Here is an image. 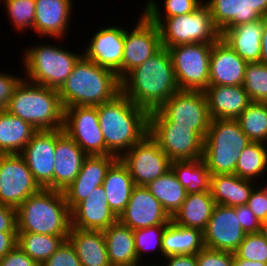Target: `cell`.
Returning <instances> with one entry per match:
<instances>
[{
  "instance_id": "obj_1",
  "label": "cell",
  "mask_w": 267,
  "mask_h": 266,
  "mask_svg": "<svg viewBox=\"0 0 267 266\" xmlns=\"http://www.w3.org/2000/svg\"><path fill=\"white\" fill-rule=\"evenodd\" d=\"M177 91L172 60L165 47L121 79V93L148 113L158 110Z\"/></svg>"
},
{
  "instance_id": "obj_2",
  "label": "cell",
  "mask_w": 267,
  "mask_h": 266,
  "mask_svg": "<svg viewBox=\"0 0 267 266\" xmlns=\"http://www.w3.org/2000/svg\"><path fill=\"white\" fill-rule=\"evenodd\" d=\"M107 155L118 159L149 132V113L123 93L97 106Z\"/></svg>"
},
{
  "instance_id": "obj_3",
  "label": "cell",
  "mask_w": 267,
  "mask_h": 266,
  "mask_svg": "<svg viewBox=\"0 0 267 266\" xmlns=\"http://www.w3.org/2000/svg\"><path fill=\"white\" fill-rule=\"evenodd\" d=\"M58 91L64 108L98 106L121 93V80L114 71L82 55Z\"/></svg>"
},
{
  "instance_id": "obj_4",
  "label": "cell",
  "mask_w": 267,
  "mask_h": 266,
  "mask_svg": "<svg viewBox=\"0 0 267 266\" xmlns=\"http://www.w3.org/2000/svg\"><path fill=\"white\" fill-rule=\"evenodd\" d=\"M17 232L68 236L71 210L62 191L41 188L17 209Z\"/></svg>"
},
{
  "instance_id": "obj_5",
  "label": "cell",
  "mask_w": 267,
  "mask_h": 266,
  "mask_svg": "<svg viewBox=\"0 0 267 266\" xmlns=\"http://www.w3.org/2000/svg\"><path fill=\"white\" fill-rule=\"evenodd\" d=\"M5 110L30 123L37 131L64 126V107L59 91L25 78L16 86Z\"/></svg>"
},
{
  "instance_id": "obj_6",
  "label": "cell",
  "mask_w": 267,
  "mask_h": 266,
  "mask_svg": "<svg viewBox=\"0 0 267 266\" xmlns=\"http://www.w3.org/2000/svg\"><path fill=\"white\" fill-rule=\"evenodd\" d=\"M250 143L236 119H212L202 157L210 174H234L241 152Z\"/></svg>"
},
{
  "instance_id": "obj_7",
  "label": "cell",
  "mask_w": 267,
  "mask_h": 266,
  "mask_svg": "<svg viewBox=\"0 0 267 266\" xmlns=\"http://www.w3.org/2000/svg\"><path fill=\"white\" fill-rule=\"evenodd\" d=\"M82 55L53 44L28 47L22 60L24 77L29 82L59 90Z\"/></svg>"
},
{
  "instance_id": "obj_8",
  "label": "cell",
  "mask_w": 267,
  "mask_h": 266,
  "mask_svg": "<svg viewBox=\"0 0 267 266\" xmlns=\"http://www.w3.org/2000/svg\"><path fill=\"white\" fill-rule=\"evenodd\" d=\"M158 28L166 49L180 44L214 43L221 37L205 2L189 14L165 18Z\"/></svg>"
},
{
  "instance_id": "obj_9",
  "label": "cell",
  "mask_w": 267,
  "mask_h": 266,
  "mask_svg": "<svg viewBox=\"0 0 267 266\" xmlns=\"http://www.w3.org/2000/svg\"><path fill=\"white\" fill-rule=\"evenodd\" d=\"M171 161L203 157L204 138L192 127L174 126L159 110L149 113V132Z\"/></svg>"
},
{
  "instance_id": "obj_10",
  "label": "cell",
  "mask_w": 267,
  "mask_h": 266,
  "mask_svg": "<svg viewBox=\"0 0 267 266\" xmlns=\"http://www.w3.org/2000/svg\"><path fill=\"white\" fill-rule=\"evenodd\" d=\"M212 45L192 43L167 48L179 90L204 91L209 86Z\"/></svg>"
},
{
  "instance_id": "obj_11",
  "label": "cell",
  "mask_w": 267,
  "mask_h": 266,
  "mask_svg": "<svg viewBox=\"0 0 267 266\" xmlns=\"http://www.w3.org/2000/svg\"><path fill=\"white\" fill-rule=\"evenodd\" d=\"M119 159L127 167L136 186H146L171 169L170 158L149 133Z\"/></svg>"
},
{
  "instance_id": "obj_12",
  "label": "cell",
  "mask_w": 267,
  "mask_h": 266,
  "mask_svg": "<svg viewBox=\"0 0 267 266\" xmlns=\"http://www.w3.org/2000/svg\"><path fill=\"white\" fill-rule=\"evenodd\" d=\"M158 110L174 126L192 127L203 138L212 120L204 91L179 90Z\"/></svg>"
},
{
  "instance_id": "obj_13",
  "label": "cell",
  "mask_w": 267,
  "mask_h": 266,
  "mask_svg": "<svg viewBox=\"0 0 267 266\" xmlns=\"http://www.w3.org/2000/svg\"><path fill=\"white\" fill-rule=\"evenodd\" d=\"M40 189L21 154H0V204L17 209Z\"/></svg>"
},
{
  "instance_id": "obj_14",
  "label": "cell",
  "mask_w": 267,
  "mask_h": 266,
  "mask_svg": "<svg viewBox=\"0 0 267 266\" xmlns=\"http://www.w3.org/2000/svg\"><path fill=\"white\" fill-rule=\"evenodd\" d=\"M64 132L88 155H107L100 129L97 106L64 108Z\"/></svg>"
},
{
  "instance_id": "obj_15",
  "label": "cell",
  "mask_w": 267,
  "mask_h": 266,
  "mask_svg": "<svg viewBox=\"0 0 267 266\" xmlns=\"http://www.w3.org/2000/svg\"><path fill=\"white\" fill-rule=\"evenodd\" d=\"M137 21L130 32L125 30L122 78L162 48L158 25L154 24L143 12Z\"/></svg>"
},
{
  "instance_id": "obj_16",
  "label": "cell",
  "mask_w": 267,
  "mask_h": 266,
  "mask_svg": "<svg viewBox=\"0 0 267 266\" xmlns=\"http://www.w3.org/2000/svg\"><path fill=\"white\" fill-rule=\"evenodd\" d=\"M56 130L37 131L20 153L41 188L54 190Z\"/></svg>"
},
{
  "instance_id": "obj_17",
  "label": "cell",
  "mask_w": 267,
  "mask_h": 266,
  "mask_svg": "<svg viewBox=\"0 0 267 266\" xmlns=\"http://www.w3.org/2000/svg\"><path fill=\"white\" fill-rule=\"evenodd\" d=\"M203 235L205 247L234 253L246 235L236 207L216 204Z\"/></svg>"
},
{
  "instance_id": "obj_18",
  "label": "cell",
  "mask_w": 267,
  "mask_h": 266,
  "mask_svg": "<svg viewBox=\"0 0 267 266\" xmlns=\"http://www.w3.org/2000/svg\"><path fill=\"white\" fill-rule=\"evenodd\" d=\"M118 221L132 230L167 225L171 217L145 186L133 188L130 199Z\"/></svg>"
},
{
  "instance_id": "obj_19",
  "label": "cell",
  "mask_w": 267,
  "mask_h": 266,
  "mask_svg": "<svg viewBox=\"0 0 267 266\" xmlns=\"http://www.w3.org/2000/svg\"><path fill=\"white\" fill-rule=\"evenodd\" d=\"M125 27L107 26L93 34L82 54L99 66L114 71L122 79Z\"/></svg>"
},
{
  "instance_id": "obj_20",
  "label": "cell",
  "mask_w": 267,
  "mask_h": 266,
  "mask_svg": "<svg viewBox=\"0 0 267 266\" xmlns=\"http://www.w3.org/2000/svg\"><path fill=\"white\" fill-rule=\"evenodd\" d=\"M117 221L102 185L71 210V227L81 230L104 231Z\"/></svg>"
},
{
  "instance_id": "obj_21",
  "label": "cell",
  "mask_w": 267,
  "mask_h": 266,
  "mask_svg": "<svg viewBox=\"0 0 267 266\" xmlns=\"http://www.w3.org/2000/svg\"><path fill=\"white\" fill-rule=\"evenodd\" d=\"M117 159L114 155H94L84 159L76 179L63 191L70 210L103 184L107 170Z\"/></svg>"
},
{
  "instance_id": "obj_22",
  "label": "cell",
  "mask_w": 267,
  "mask_h": 266,
  "mask_svg": "<svg viewBox=\"0 0 267 266\" xmlns=\"http://www.w3.org/2000/svg\"><path fill=\"white\" fill-rule=\"evenodd\" d=\"M247 62L221 37L212 45L209 86L243 85Z\"/></svg>"
},
{
  "instance_id": "obj_23",
  "label": "cell",
  "mask_w": 267,
  "mask_h": 266,
  "mask_svg": "<svg viewBox=\"0 0 267 266\" xmlns=\"http://www.w3.org/2000/svg\"><path fill=\"white\" fill-rule=\"evenodd\" d=\"M87 156L63 128L57 129L54 190L63 192L67 189L76 179Z\"/></svg>"
},
{
  "instance_id": "obj_24",
  "label": "cell",
  "mask_w": 267,
  "mask_h": 266,
  "mask_svg": "<svg viewBox=\"0 0 267 266\" xmlns=\"http://www.w3.org/2000/svg\"><path fill=\"white\" fill-rule=\"evenodd\" d=\"M36 12L33 30L41 39L46 36L55 40L64 38L69 31L73 0H35ZM66 33V34H65Z\"/></svg>"
},
{
  "instance_id": "obj_25",
  "label": "cell",
  "mask_w": 267,
  "mask_h": 266,
  "mask_svg": "<svg viewBox=\"0 0 267 266\" xmlns=\"http://www.w3.org/2000/svg\"><path fill=\"white\" fill-rule=\"evenodd\" d=\"M204 93L211 119H237L251 103L242 85L208 86Z\"/></svg>"
},
{
  "instance_id": "obj_26",
  "label": "cell",
  "mask_w": 267,
  "mask_h": 266,
  "mask_svg": "<svg viewBox=\"0 0 267 266\" xmlns=\"http://www.w3.org/2000/svg\"><path fill=\"white\" fill-rule=\"evenodd\" d=\"M264 18L227 29L221 38L246 62H259Z\"/></svg>"
},
{
  "instance_id": "obj_27",
  "label": "cell",
  "mask_w": 267,
  "mask_h": 266,
  "mask_svg": "<svg viewBox=\"0 0 267 266\" xmlns=\"http://www.w3.org/2000/svg\"><path fill=\"white\" fill-rule=\"evenodd\" d=\"M253 182L235 174L211 175V196L217 205L227 207L246 205L251 192L257 186V183Z\"/></svg>"
},
{
  "instance_id": "obj_28",
  "label": "cell",
  "mask_w": 267,
  "mask_h": 266,
  "mask_svg": "<svg viewBox=\"0 0 267 266\" xmlns=\"http://www.w3.org/2000/svg\"><path fill=\"white\" fill-rule=\"evenodd\" d=\"M205 3L221 35L231 27L263 18L248 0H207Z\"/></svg>"
},
{
  "instance_id": "obj_29",
  "label": "cell",
  "mask_w": 267,
  "mask_h": 266,
  "mask_svg": "<svg viewBox=\"0 0 267 266\" xmlns=\"http://www.w3.org/2000/svg\"><path fill=\"white\" fill-rule=\"evenodd\" d=\"M68 240L74 246L81 266H111L103 231L71 227Z\"/></svg>"
},
{
  "instance_id": "obj_30",
  "label": "cell",
  "mask_w": 267,
  "mask_h": 266,
  "mask_svg": "<svg viewBox=\"0 0 267 266\" xmlns=\"http://www.w3.org/2000/svg\"><path fill=\"white\" fill-rule=\"evenodd\" d=\"M111 266H139L133 230L119 221L103 231Z\"/></svg>"
},
{
  "instance_id": "obj_31",
  "label": "cell",
  "mask_w": 267,
  "mask_h": 266,
  "mask_svg": "<svg viewBox=\"0 0 267 266\" xmlns=\"http://www.w3.org/2000/svg\"><path fill=\"white\" fill-rule=\"evenodd\" d=\"M110 209L119 217L132 194L135 183L127 167L117 159L107 170L102 184Z\"/></svg>"
},
{
  "instance_id": "obj_32",
  "label": "cell",
  "mask_w": 267,
  "mask_h": 266,
  "mask_svg": "<svg viewBox=\"0 0 267 266\" xmlns=\"http://www.w3.org/2000/svg\"><path fill=\"white\" fill-rule=\"evenodd\" d=\"M215 205L210 191L189 193L171 220L180 226L204 231Z\"/></svg>"
},
{
  "instance_id": "obj_33",
  "label": "cell",
  "mask_w": 267,
  "mask_h": 266,
  "mask_svg": "<svg viewBox=\"0 0 267 266\" xmlns=\"http://www.w3.org/2000/svg\"><path fill=\"white\" fill-rule=\"evenodd\" d=\"M203 231L197 228H186L172 220L162 237L163 257L170 255L197 254L204 249Z\"/></svg>"
},
{
  "instance_id": "obj_34",
  "label": "cell",
  "mask_w": 267,
  "mask_h": 266,
  "mask_svg": "<svg viewBox=\"0 0 267 266\" xmlns=\"http://www.w3.org/2000/svg\"><path fill=\"white\" fill-rule=\"evenodd\" d=\"M36 132L30 123L0 110V154H20Z\"/></svg>"
},
{
  "instance_id": "obj_35",
  "label": "cell",
  "mask_w": 267,
  "mask_h": 266,
  "mask_svg": "<svg viewBox=\"0 0 267 266\" xmlns=\"http://www.w3.org/2000/svg\"><path fill=\"white\" fill-rule=\"evenodd\" d=\"M145 187L161 203L171 218L180 209L187 195L172 169Z\"/></svg>"
},
{
  "instance_id": "obj_36",
  "label": "cell",
  "mask_w": 267,
  "mask_h": 266,
  "mask_svg": "<svg viewBox=\"0 0 267 266\" xmlns=\"http://www.w3.org/2000/svg\"><path fill=\"white\" fill-rule=\"evenodd\" d=\"M171 169L187 194L210 191L211 174L202 158L171 161Z\"/></svg>"
},
{
  "instance_id": "obj_37",
  "label": "cell",
  "mask_w": 267,
  "mask_h": 266,
  "mask_svg": "<svg viewBox=\"0 0 267 266\" xmlns=\"http://www.w3.org/2000/svg\"><path fill=\"white\" fill-rule=\"evenodd\" d=\"M68 236H54L31 232H17V245L36 263H44Z\"/></svg>"
},
{
  "instance_id": "obj_38",
  "label": "cell",
  "mask_w": 267,
  "mask_h": 266,
  "mask_svg": "<svg viewBox=\"0 0 267 266\" xmlns=\"http://www.w3.org/2000/svg\"><path fill=\"white\" fill-rule=\"evenodd\" d=\"M267 144L261 142H251L239 156L235 175L253 180L261 177L267 171Z\"/></svg>"
},
{
  "instance_id": "obj_39",
  "label": "cell",
  "mask_w": 267,
  "mask_h": 266,
  "mask_svg": "<svg viewBox=\"0 0 267 266\" xmlns=\"http://www.w3.org/2000/svg\"><path fill=\"white\" fill-rule=\"evenodd\" d=\"M236 120L251 142L267 144L266 102H251Z\"/></svg>"
},
{
  "instance_id": "obj_40",
  "label": "cell",
  "mask_w": 267,
  "mask_h": 266,
  "mask_svg": "<svg viewBox=\"0 0 267 266\" xmlns=\"http://www.w3.org/2000/svg\"><path fill=\"white\" fill-rule=\"evenodd\" d=\"M147 2L142 12L156 25H159L167 17L189 14L203 3L202 0H165L163 3L164 13H161L158 1L148 0Z\"/></svg>"
},
{
  "instance_id": "obj_41",
  "label": "cell",
  "mask_w": 267,
  "mask_h": 266,
  "mask_svg": "<svg viewBox=\"0 0 267 266\" xmlns=\"http://www.w3.org/2000/svg\"><path fill=\"white\" fill-rule=\"evenodd\" d=\"M242 86L251 102L267 103V65L247 62Z\"/></svg>"
},
{
  "instance_id": "obj_42",
  "label": "cell",
  "mask_w": 267,
  "mask_h": 266,
  "mask_svg": "<svg viewBox=\"0 0 267 266\" xmlns=\"http://www.w3.org/2000/svg\"><path fill=\"white\" fill-rule=\"evenodd\" d=\"M10 17V22L16 30L25 32L27 29L33 30L35 20L36 2L35 0H2ZM1 2V0H0ZM25 30V31H24Z\"/></svg>"
},
{
  "instance_id": "obj_43",
  "label": "cell",
  "mask_w": 267,
  "mask_h": 266,
  "mask_svg": "<svg viewBox=\"0 0 267 266\" xmlns=\"http://www.w3.org/2000/svg\"><path fill=\"white\" fill-rule=\"evenodd\" d=\"M167 225H155L148 228H140L133 230L135 238V252L137 254V259L141 263L143 254L149 252V250H155L163 256L162 251V237Z\"/></svg>"
},
{
  "instance_id": "obj_44",
  "label": "cell",
  "mask_w": 267,
  "mask_h": 266,
  "mask_svg": "<svg viewBox=\"0 0 267 266\" xmlns=\"http://www.w3.org/2000/svg\"><path fill=\"white\" fill-rule=\"evenodd\" d=\"M237 259L267 263V241L260 232L246 233L244 240L234 252Z\"/></svg>"
},
{
  "instance_id": "obj_45",
  "label": "cell",
  "mask_w": 267,
  "mask_h": 266,
  "mask_svg": "<svg viewBox=\"0 0 267 266\" xmlns=\"http://www.w3.org/2000/svg\"><path fill=\"white\" fill-rule=\"evenodd\" d=\"M40 266H81L74 246L67 239Z\"/></svg>"
},
{
  "instance_id": "obj_46",
  "label": "cell",
  "mask_w": 267,
  "mask_h": 266,
  "mask_svg": "<svg viewBox=\"0 0 267 266\" xmlns=\"http://www.w3.org/2000/svg\"><path fill=\"white\" fill-rule=\"evenodd\" d=\"M197 266H232V253L205 247L196 254Z\"/></svg>"
},
{
  "instance_id": "obj_47",
  "label": "cell",
  "mask_w": 267,
  "mask_h": 266,
  "mask_svg": "<svg viewBox=\"0 0 267 266\" xmlns=\"http://www.w3.org/2000/svg\"><path fill=\"white\" fill-rule=\"evenodd\" d=\"M23 79L21 76H14L0 71V110H5L11 99L16 86Z\"/></svg>"
},
{
  "instance_id": "obj_48",
  "label": "cell",
  "mask_w": 267,
  "mask_h": 266,
  "mask_svg": "<svg viewBox=\"0 0 267 266\" xmlns=\"http://www.w3.org/2000/svg\"><path fill=\"white\" fill-rule=\"evenodd\" d=\"M0 266H40L18 245L0 258Z\"/></svg>"
},
{
  "instance_id": "obj_49",
  "label": "cell",
  "mask_w": 267,
  "mask_h": 266,
  "mask_svg": "<svg viewBox=\"0 0 267 266\" xmlns=\"http://www.w3.org/2000/svg\"><path fill=\"white\" fill-rule=\"evenodd\" d=\"M246 205L260 222L267 220V199L257 186L251 192Z\"/></svg>"
},
{
  "instance_id": "obj_50",
  "label": "cell",
  "mask_w": 267,
  "mask_h": 266,
  "mask_svg": "<svg viewBox=\"0 0 267 266\" xmlns=\"http://www.w3.org/2000/svg\"><path fill=\"white\" fill-rule=\"evenodd\" d=\"M236 214L245 233H258L261 229V222L247 205L237 206Z\"/></svg>"
},
{
  "instance_id": "obj_51",
  "label": "cell",
  "mask_w": 267,
  "mask_h": 266,
  "mask_svg": "<svg viewBox=\"0 0 267 266\" xmlns=\"http://www.w3.org/2000/svg\"><path fill=\"white\" fill-rule=\"evenodd\" d=\"M0 232H17L16 208L0 204Z\"/></svg>"
},
{
  "instance_id": "obj_52",
  "label": "cell",
  "mask_w": 267,
  "mask_h": 266,
  "mask_svg": "<svg viewBox=\"0 0 267 266\" xmlns=\"http://www.w3.org/2000/svg\"><path fill=\"white\" fill-rule=\"evenodd\" d=\"M167 262L163 266H197L196 254H180L164 257Z\"/></svg>"
},
{
  "instance_id": "obj_53",
  "label": "cell",
  "mask_w": 267,
  "mask_h": 266,
  "mask_svg": "<svg viewBox=\"0 0 267 266\" xmlns=\"http://www.w3.org/2000/svg\"><path fill=\"white\" fill-rule=\"evenodd\" d=\"M17 245V232H0V258Z\"/></svg>"
},
{
  "instance_id": "obj_54",
  "label": "cell",
  "mask_w": 267,
  "mask_h": 266,
  "mask_svg": "<svg viewBox=\"0 0 267 266\" xmlns=\"http://www.w3.org/2000/svg\"><path fill=\"white\" fill-rule=\"evenodd\" d=\"M261 58L260 63L267 65V17L264 18V28L261 39Z\"/></svg>"
},
{
  "instance_id": "obj_55",
  "label": "cell",
  "mask_w": 267,
  "mask_h": 266,
  "mask_svg": "<svg viewBox=\"0 0 267 266\" xmlns=\"http://www.w3.org/2000/svg\"><path fill=\"white\" fill-rule=\"evenodd\" d=\"M252 8L263 18L267 17V0H248Z\"/></svg>"
},
{
  "instance_id": "obj_56",
  "label": "cell",
  "mask_w": 267,
  "mask_h": 266,
  "mask_svg": "<svg viewBox=\"0 0 267 266\" xmlns=\"http://www.w3.org/2000/svg\"><path fill=\"white\" fill-rule=\"evenodd\" d=\"M232 266H267V263H262L260 261H250L245 259H237L232 253Z\"/></svg>"
},
{
  "instance_id": "obj_57",
  "label": "cell",
  "mask_w": 267,
  "mask_h": 266,
  "mask_svg": "<svg viewBox=\"0 0 267 266\" xmlns=\"http://www.w3.org/2000/svg\"><path fill=\"white\" fill-rule=\"evenodd\" d=\"M260 233L262 234V236H263V237L266 239V241H267V220L261 222Z\"/></svg>"
},
{
  "instance_id": "obj_58",
  "label": "cell",
  "mask_w": 267,
  "mask_h": 266,
  "mask_svg": "<svg viewBox=\"0 0 267 266\" xmlns=\"http://www.w3.org/2000/svg\"><path fill=\"white\" fill-rule=\"evenodd\" d=\"M257 187L264 193V196L267 199V184L261 187L260 186H257Z\"/></svg>"
},
{
  "instance_id": "obj_59",
  "label": "cell",
  "mask_w": 267,
  "mask_h": 266,
  "mask_svg": "<svg viewBox=\"0 0 267 266\" xmlns=\"http://www.w3.org/2000/svg\"><path fill=\"white\" fill-rule=\"evenodd\" d=\"M145 266H146V265H145ZM147 266H148V265H147ZM149 266H158V265H157V264H154V265H149ZM160 266H163V265L160 264Z\"/></svg>"
}]
</instances>
